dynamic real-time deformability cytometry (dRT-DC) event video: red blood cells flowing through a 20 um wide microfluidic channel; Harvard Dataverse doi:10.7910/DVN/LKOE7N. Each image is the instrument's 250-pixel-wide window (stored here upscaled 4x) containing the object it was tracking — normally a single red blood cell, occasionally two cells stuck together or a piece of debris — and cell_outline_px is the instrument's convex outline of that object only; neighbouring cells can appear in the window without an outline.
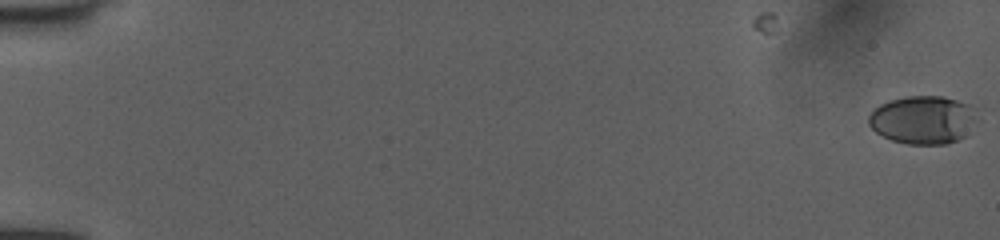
{"species": "human", "species_latin": "Homo sapiens", "temperature_condition": "room temperature", "stored_images_in_passage": 53, "camera_frame_rate_fps": 3000, "um_per_image_px": 0.085, "donor": {"sex": "female"}, "frame": {"image": 1, "passage_image": 1, "time_ms": 0.0, "image_size_px": [1000, 240], "cell_outline_px": [[980, 120], [968, 136], [948, 144], [908, 144], [892, 140], [876, 132], [868, 124], [868, 116], [880, 104], [888, 100], [908, 96], [944, 96], [972, 104], [976, 108]], "centroid_in_image_um": [78.57, 10.18], "position_along_channel_um": 6.4, "area_um2": 31.33}}
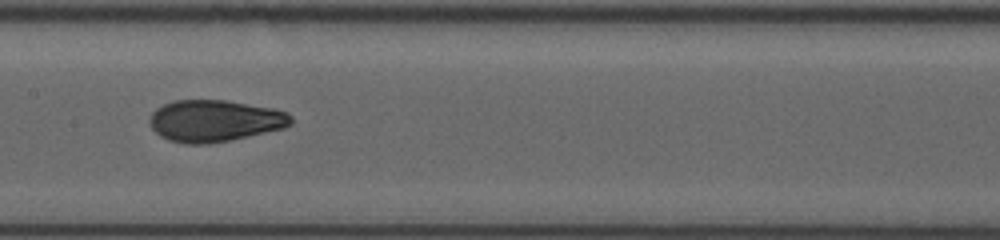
{"frame": {"image": 2, "passage_image": 29, "time_ms": 9.333, "image_size_px": [1000, 240], "cell_outline_px": [[292, 124], [284, 128], [228, 140], [208, 144], [184, 144], [168, 140], [160, 136], [152, 128], [148, 120], [148, 116], [156, 108], [172, 100], [228, 100], [272, 108], [288, 112], [292, 116]], "centroid_in_image_um": [18.22, 10.26], "position_along_channel_um": 189.2, "area_um2": 34.56}}
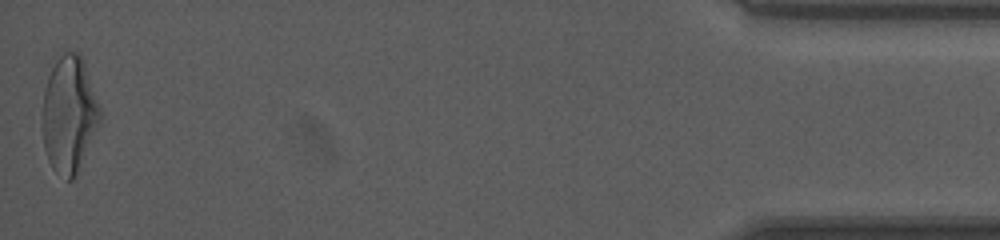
{"frame": {"image": 3, "passage_image": 53, "time_ms": 17.333, "image_size_px": [1000, 240], "cell_outline_px": [[100, 124], [72, 180], [68, 180], [52, 168], [48, 160], [44, 148], [40, 116], [44, 92], [52, 56], [64, 52], [80, 52], [100, 108]], "centroid_in_image_um": [5.82, 9.64], "position_along_channel_um": 429.4, "area_um2": 39.54}, "authors_computed_cell_mechanics": {"area_um2": 33.524, "velocity_mm_per_s": 4.038, "shape_relaxation_time_tau1_ms": 4.221, "shape_relaxation_time_tau2_ms": 1.2137, "deformation_change_tau1": 0.1869, "deformation_change_tau2": 0.0716}}